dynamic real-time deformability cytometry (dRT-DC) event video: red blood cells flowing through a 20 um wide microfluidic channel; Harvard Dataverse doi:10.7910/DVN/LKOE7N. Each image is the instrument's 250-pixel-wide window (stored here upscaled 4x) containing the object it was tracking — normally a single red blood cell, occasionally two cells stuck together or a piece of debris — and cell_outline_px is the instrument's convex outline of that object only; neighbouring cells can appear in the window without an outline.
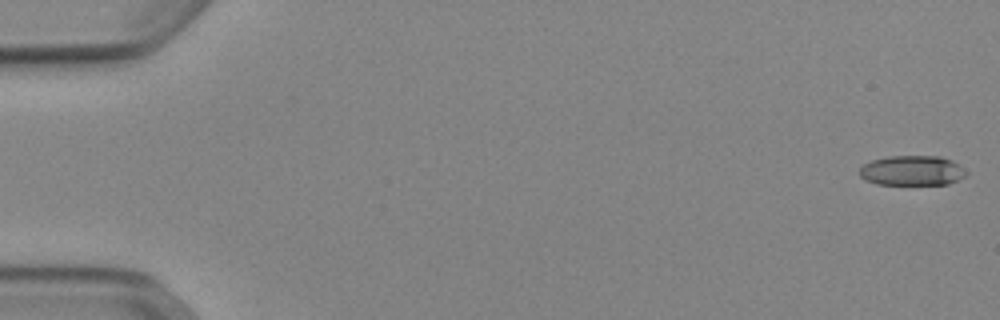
{"species": "Egyptian fruit bat (a non-hibernating species)", "species_latin": "Rousettus aegyptiacus", "temperature_condition": "cold", "stored_images_in_passage": 52, "camera_frame_rate_fps": 3000, "um_per_image_px": 0.085, "animal": {"sex": "female"}, "frame": {"image": 1, "passage_image": 1, "time_ms": 0.0, "image_size_px": [1000, 320], "cell_outline_px": [[968, 172], [964, 176], [948, 184], [876, 184], [864, 180], [860, 176], [860, 168], [864, 164], [872, 160], [888, 156], [940, 156], [952, 160], [960, 164]], "centroid_in_image_um": [77.53, 14.49], "position_along_channel_um": 7.5, "area_um2": 18.67}}
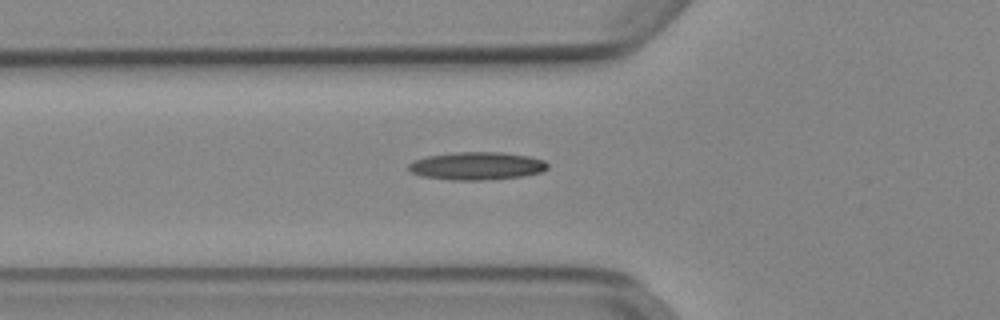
{"frame": {"image": 2, "passage_image": 19, "time_ms": 6.0, "image_size_px": [1000, 320], "cell_outline_px": [[548, 168], [544, 172], [524, 176], [484, 180], [452, 180], [424, 176], [412, 172], [408, 168], [408, 164], [416, 160], [428, 156], [456, 152], [500, 152], [528, 156], [544, 160], [548, 164]], "centroid_in_image_um": [40.59, 14.1], "position_along_channel_um": 85.2, "area_um2": 22.48}}
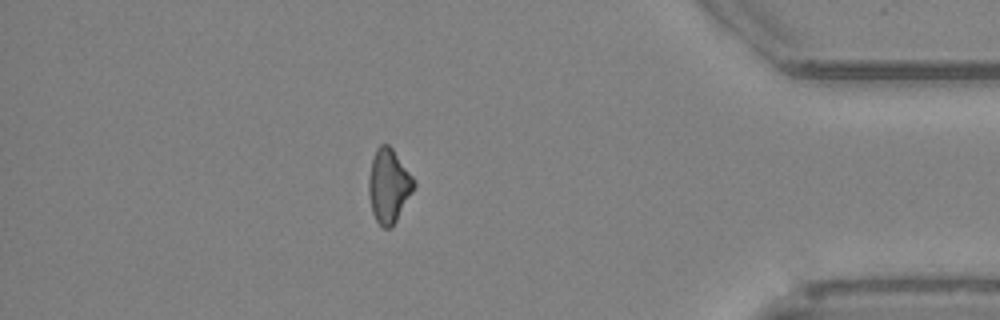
{"frame": {"image": 3, "passage_image": 46, "time_ms": 15.0, "image_size_px": [1000, 320], "cell_outline_px": [[416, 184], [412, 192], [392, 228], [384, 228], [376, 220], [372, 212], [368, 192], [368, 180], [372, 160], [376, 148], [380, 144], [388, 144], [392, 148], [412, 176]], "centroid_in_image_um": [33.02, 15.79], "position_along_channel_um": 402.2, "area_um2": 19.25}}